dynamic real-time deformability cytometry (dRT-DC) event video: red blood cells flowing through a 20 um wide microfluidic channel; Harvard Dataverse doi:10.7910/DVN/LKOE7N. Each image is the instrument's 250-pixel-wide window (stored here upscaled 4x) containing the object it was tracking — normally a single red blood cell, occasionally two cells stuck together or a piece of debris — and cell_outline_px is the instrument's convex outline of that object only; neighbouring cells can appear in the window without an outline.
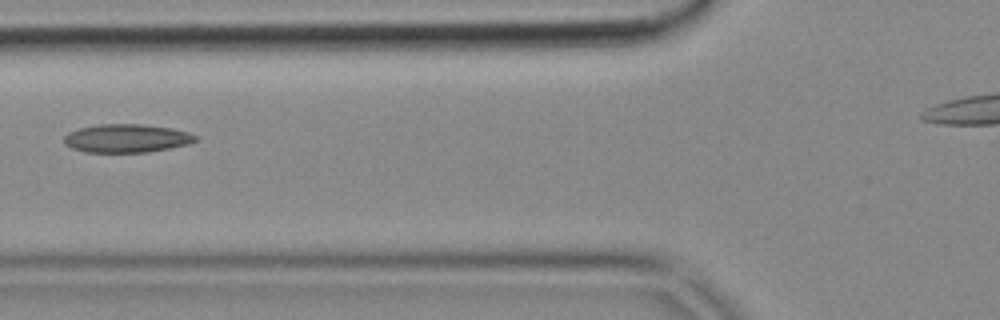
{"species": "common noctule bat (a hibernating species)", "species_latin": "Nyctalus noctula", "temperature_condition": "cold", "stored_images_in_passage": 4, "camera_frame_rate_fps": 3000, "um_per_image_px": 0.085, "animal": {"sex": "female", "body_mass_g": 18.4}, "frame": {"image": 1, "passage_image": 4, "time_ms": 1.0, "image_size_px": [1000, 320], "cell_outline_px": [[200, 136], [196, 140], [188, 144], [148, 152], [88, 152], [72, 148], [64, 144], [64, 136], [68, 132], [80, 128], [100, 124], [140, 124], [172, 128], [188, 132]], "centroid_in_image_um": [10.77, 11.75], "position_along_channel_um": 115.0, "area_um2": 21.68}}